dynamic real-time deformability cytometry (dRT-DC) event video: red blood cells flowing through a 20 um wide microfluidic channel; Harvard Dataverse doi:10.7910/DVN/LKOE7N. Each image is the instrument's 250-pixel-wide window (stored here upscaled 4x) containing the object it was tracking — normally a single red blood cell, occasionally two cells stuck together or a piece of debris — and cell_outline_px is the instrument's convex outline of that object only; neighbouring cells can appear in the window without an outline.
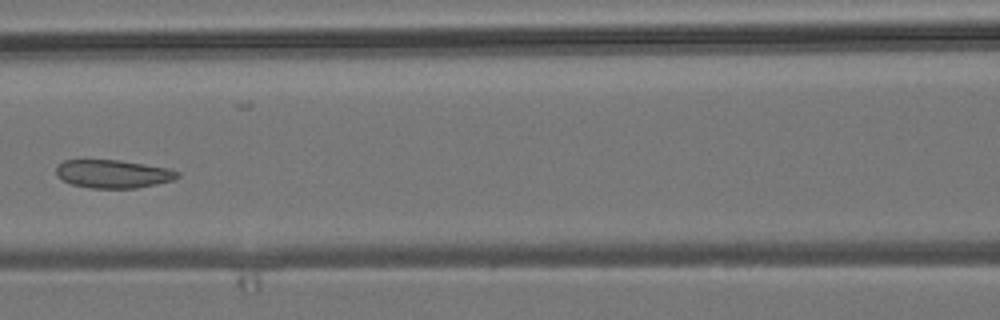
{"species": "common noctule bat (a hibernating species)", "species_latin": "Nyctalus noctula", "temperature_condition": "room temperature", "stored_images_in_passage": 8, "camera_frame_rate_fps": 3000, "um_per_image_px": 0.085, "animal": {"sex": "male", "body_mass_g": 19.2, "forearm_length_mm": 51.8}, "frame": {"image": 1, "passage_image": 6, "time_ms": 6.0, "image_size_px": [1000, 320], "cell_outline_px": [[180, 176], [172, 180], [156, 184], [136, 188], [92, 188], [72, 184], [56, 176], [56, 164], [64, 160], [120, 160], [168, 168], [180, 172]], "centroid_in_image_um": [9.6, 14.77], "position_along_channel_um": 157.0, "area_um2": 19.94}}
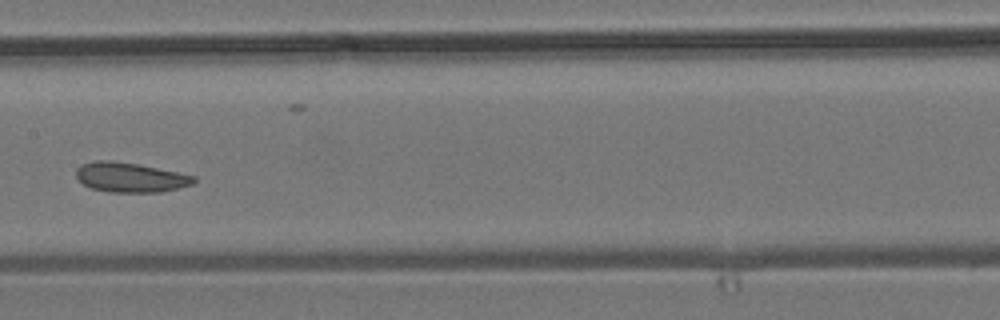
{"frame": {"image": 2, "passage_image": 7, "time_ms": 7.0, "image_size_px": [1000, 320], "cell_outline_px": [[196, 180], [192, 184], [160, 192], [108, 192], [92, 188], [84, 184], [76, 176], [76, 168], [80, 164], [96, 160], [112, 160], [136, 164], [196, 176]], "centroid_in_image_um": [11.03, 15.07], "position_along_channel_um": 196.4, "area_um2": 20.17}}